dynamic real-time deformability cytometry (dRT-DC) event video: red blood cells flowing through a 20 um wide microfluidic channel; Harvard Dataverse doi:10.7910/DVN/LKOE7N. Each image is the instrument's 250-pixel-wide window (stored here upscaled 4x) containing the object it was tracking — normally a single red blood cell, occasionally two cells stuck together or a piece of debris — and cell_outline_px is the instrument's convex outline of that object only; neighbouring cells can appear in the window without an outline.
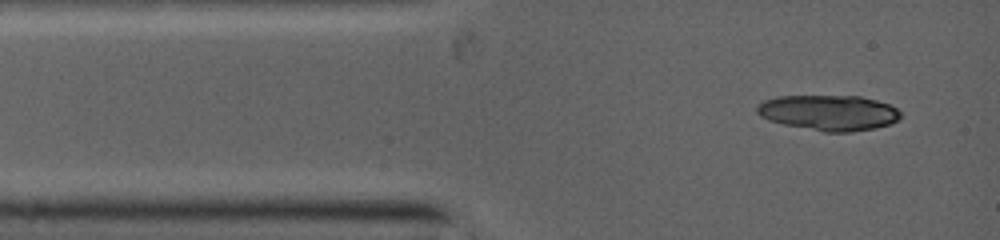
{"species": "common noctule bat (a hibernating species)", "species_latin": "Nyctalus noctula", "temperature_condition": "warm", "stored_images_in_passage": 2, "camera_frame_rate_fps": 5000, "um_per_image_px": 0.085, "animal": {"sex": "female", "body_mass_g": 19.0, "forearm_length_mm": 53.3}, "frame": {"image": 1, "passage_image": 1, "time_ms": 0.0, "image_size_px": [1000, 240], "cell_outline_px": [[900, 116], [896, 120], [888, 124], [872, 128], [848, 132], [824, 132], [784, 124], [760, 116], [756, 112], [756, 104], [764, 100], [776, 96], [860, 96], [876, 100], [888, 104], [896, 108], [900, 112]], "centroid_in_image_um": [70.4, 9.56], "position_along_channel_um": 14.6, "area_um2": 29.42}}